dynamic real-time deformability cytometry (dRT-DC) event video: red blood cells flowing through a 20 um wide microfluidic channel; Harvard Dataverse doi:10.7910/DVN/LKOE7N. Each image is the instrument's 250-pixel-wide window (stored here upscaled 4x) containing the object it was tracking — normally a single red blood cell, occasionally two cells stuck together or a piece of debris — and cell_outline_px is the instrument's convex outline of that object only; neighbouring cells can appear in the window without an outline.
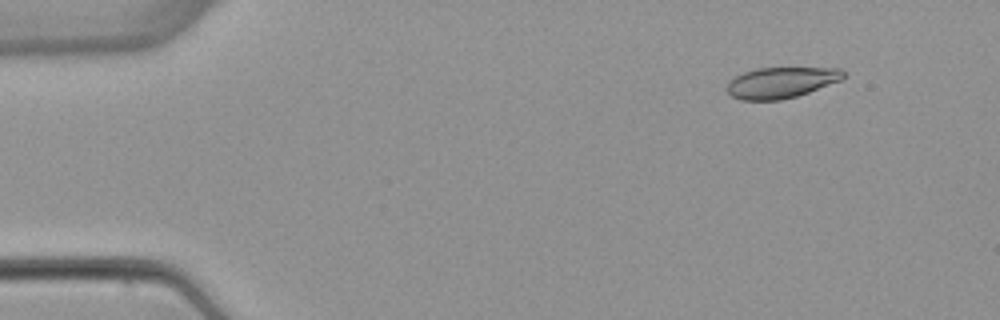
{"species": "common noctule bat (a hibernating species)", "species_latin": "Nyctalus noctula", "temperature_condition": "warm", "stored_images_in_passage": 6, "camera_frame_rate_fps": 3000, "um_per_image_px": 0.085, "animal": {"sex": "female", "body_mass_g": 22.7, "forearm_length_mm": 54.2}, "frame": {"image": 1, "passage_image": 2, "time_ms": 1.333, "image_size_px": [1000, 320], "cell_outline_px": [[844, 76], [840, 80], [808, 92], [796, 96], [780, 100], [740, 100], [732, 96], [724, 88], [728, 80], [744, 72], [756, 68], [840, 68], [844, 72]], "centroid_in_image_um": [66.32, 7.02], "position_along_channel_um": 18.7, "area_um2": 20.92}}
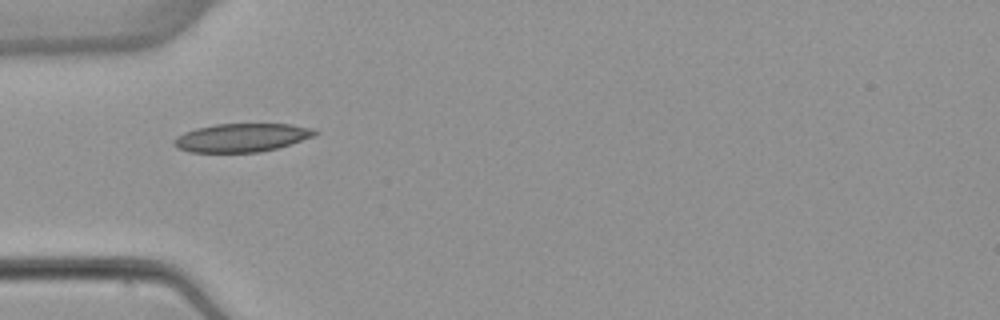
{"frame": {"image": 2, "passage_image": 5, "time_ms": 5.0, "image_size_px": [1000, 320], "cell_outline_px": [[320, 132], [316, 136], [276, 148], [260, 152], [188, 152], [176, 148], [172, 144], [172, 140], [176, 136], [184, 132], [196, 128], [216, 124], [292, 124], [316, 128]], "centroid_in_image_um": [20.55, 11.69], "position_along_channel_um": 64.4, "area_um2": 23.64}}
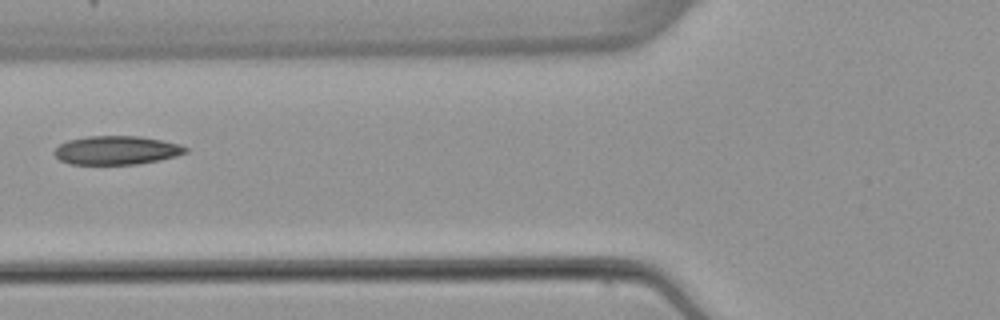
{"frame": {"image": 3, "passage_image": 6, "time_ms": 6.333, "image_size_px": [1000, 320], "cell_outline_px": [[188, 152], [176, 156], [160, 160], [136, 164], [68, 164], [60, 160], [52, 152], [60, 144], [68, 140], [88, 136], [140, 136], [180, 144], [188, 148]], "centroid_in_image_um": [9.9, 12.77], "position_along_channel_um": 115.9, "area_um2": 21.96}}